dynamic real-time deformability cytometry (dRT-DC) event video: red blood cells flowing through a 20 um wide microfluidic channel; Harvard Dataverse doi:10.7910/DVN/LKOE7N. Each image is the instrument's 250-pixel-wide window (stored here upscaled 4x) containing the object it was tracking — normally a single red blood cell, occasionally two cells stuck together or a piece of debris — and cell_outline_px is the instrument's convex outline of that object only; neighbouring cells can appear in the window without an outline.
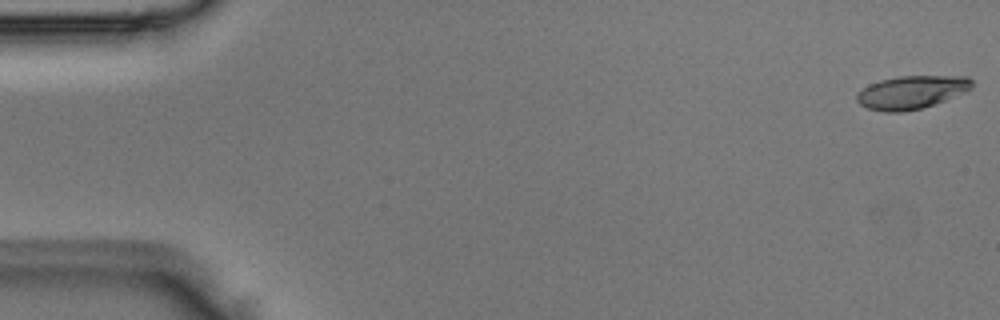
{"species": "Egyptian fruit bat (a non-hibernating species)", "species_latin": "Rousettus aegyptiacus", "temperature_condition": "room temperature", "stored_images_in_passage": 6, "camera_frame_rate_fps": 3000, "um_per_image_px": 0.085, "animal": {"sex": "male"}, "frame": {"image": 1, "passage_image": 1, "time_ms": 0.0, "image_size_px": [1000, 320], "cell_outline_px": [[972, 88], [968, 92], [920, 108], [900, 112], [884, 112], [868, 108], [860, 104], [856, 100], [856, 96], [868, 84], [880, 80], [900, 76], [968, 76], [972, 80]], "centroid_in_image_um": [77.5, 7.83], "position_along_channel_um": 7.5, "area_um2": 22.14}}
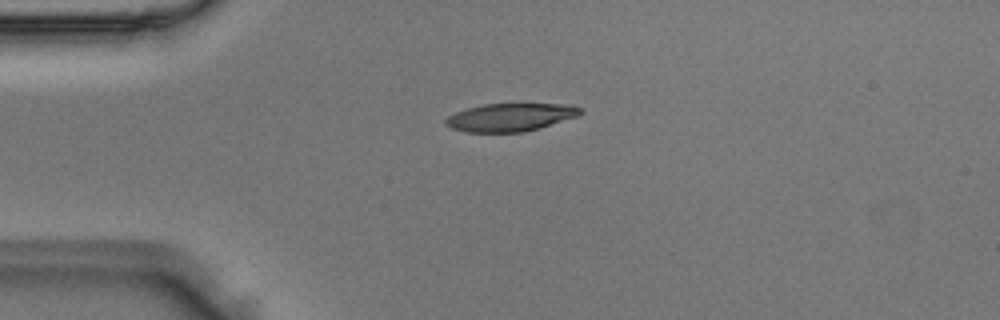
{"frame": {"image": 2, "passage_image": 4, "time_ms": 1.0, "image_size_px": [1000, 320], "cell_outline_px": [[584, 112], [576, 116], [540, 128], [524, 132], [468, 132], [452, 128], [444, 124], [444, 120], [448, 116], [456, 112], [468, 108], [484, 104], [520, 100], [560, 104], [580, 108]], "centroid_in_image_um": [43.38, 9.91], "position_along_channel_um": 41.6, "area_um2": 22.77}}
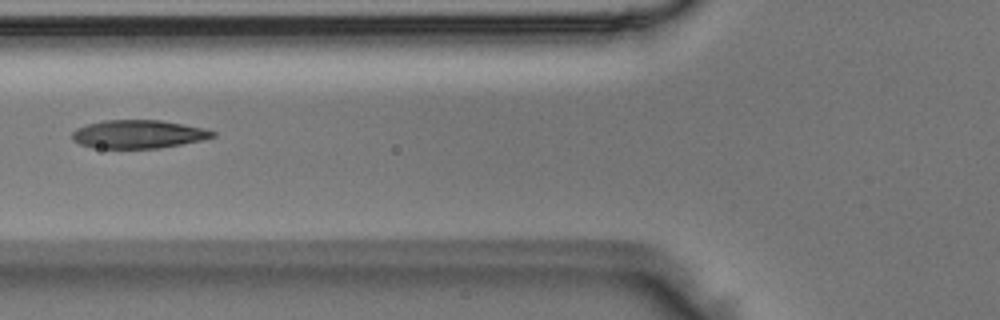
{"frame": {"image": 3, "passage_image": 6, "time_ms": 1.667, "image_size_px": [1000, 320], "cell_outline_px": [[216, 136], [200, 140], [160, 148], [92, 148], [80, 144], [72, 140], [72, 132], [76, 128], [88, 124], [104, 120], [160, 120], [204, 128], [216, 132]], "centroid_in_image_um": [11.72, 11.4], "position_along_channel_um": 114.1, "area_um2": 23.12}}